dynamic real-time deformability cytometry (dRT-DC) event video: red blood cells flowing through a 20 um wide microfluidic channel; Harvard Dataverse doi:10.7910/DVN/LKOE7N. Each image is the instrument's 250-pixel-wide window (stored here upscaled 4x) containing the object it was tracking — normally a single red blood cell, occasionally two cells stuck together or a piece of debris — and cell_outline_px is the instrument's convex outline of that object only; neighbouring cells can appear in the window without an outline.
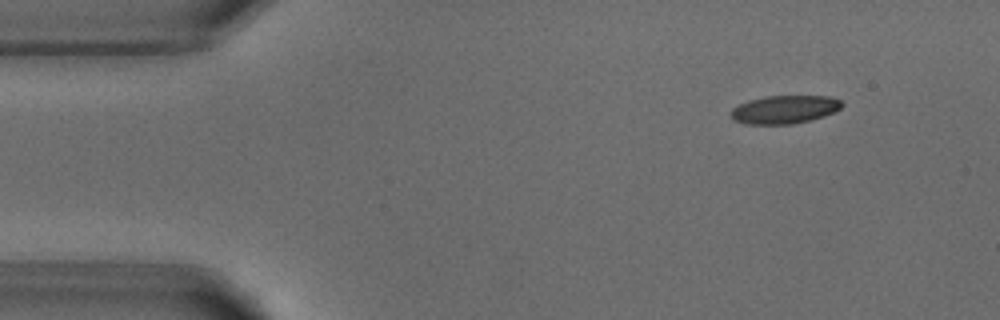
{"species": "common noctule bat (a hibernating species)", "species_latin": "Nyctalus noctula", "temperature_condition": "warm", "stored_images_in_passage": 6, "camera_frame_rate_fps": 3000, "um_per_image_px": 0.085, "animal": {"sex": "male", "body_mass_g": 18.8}, "frame": {"image": 1, "passage_image": 1, "time_ms": 0.0, "image_size_px": [1000, 320], "cell_outline_px": [[844, 104], [840, 108], [824, 116], [792, 124], [748, 124], [736, 120], [732, 116], [732, 108], [748, 100], [768, 96], [828, 96], [840, 100]], "centroid_in_image_um": [66.7, 9.3], "position_along_channel_um": 18.3, "area_um2": 17.92}}
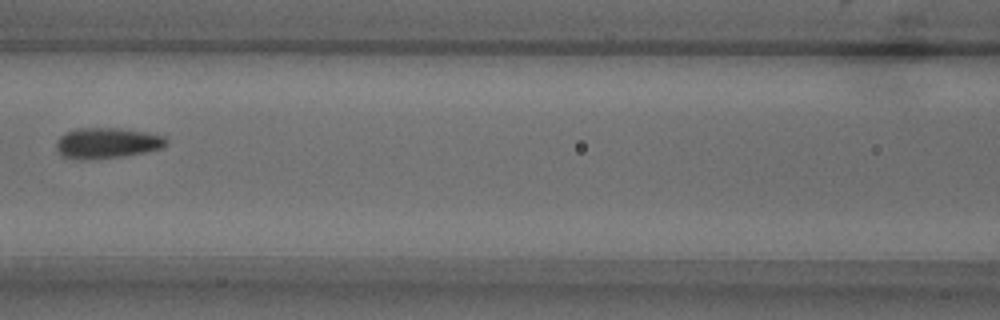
{"frame": {"image": 2, "passage_image": 6, "time_ms": 5.667, "image_size_px": [1000, 320], "cell_outline_px": [[168, 144], [160, 148], [144, 152], [120, 156], [92, 160], [84, 160], [60, 156], [56, 148], [56, 140], [64, 132], [76, 128], [120, 128], [148, 132], [164, 136], [168, 140]], "centroid_in_image_um": [9.06, 12.15], "position_along_channel_um": 157.5, "area_um2": 19.88}}